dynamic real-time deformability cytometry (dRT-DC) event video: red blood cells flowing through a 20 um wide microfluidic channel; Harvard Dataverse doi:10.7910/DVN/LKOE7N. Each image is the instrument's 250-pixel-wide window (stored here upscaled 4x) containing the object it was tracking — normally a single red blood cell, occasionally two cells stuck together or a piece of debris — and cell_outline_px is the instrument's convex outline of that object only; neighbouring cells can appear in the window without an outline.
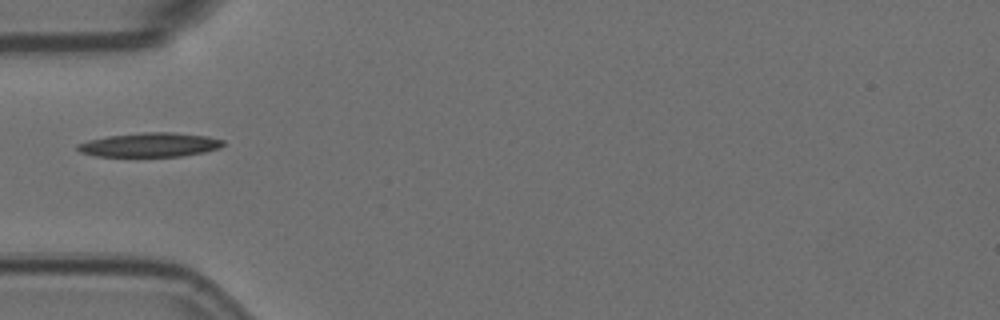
{"species": "Egyptian fruit bat (a non-hibernating species)", "species_latin": "Rousettus aegyptiacus", "temperature_condition": "room temperature", "stored_images_in_passage": 10, "camera_frame_rate_fps": 3000, "um_per_image_px": 0.085, "animal": {"sex": "female"}, "frame": {"image": 1, "passage_image": 1, "time_ms": 0.0, "image_size_px": [1000, 320], "cell_outline_px": [[224, 144], [220, 148], [204, 152], [180, 156], [96, 156], [80, 152], [76, 148], [76, 144], [88, 140], [108, 136], [144, 132], [172, 132], [208, 136], [224, 140]], "centroid_in_image_um": [12.74, 12.3], "position_along_channel_um": 72.3, "area_um2": 20.46}}
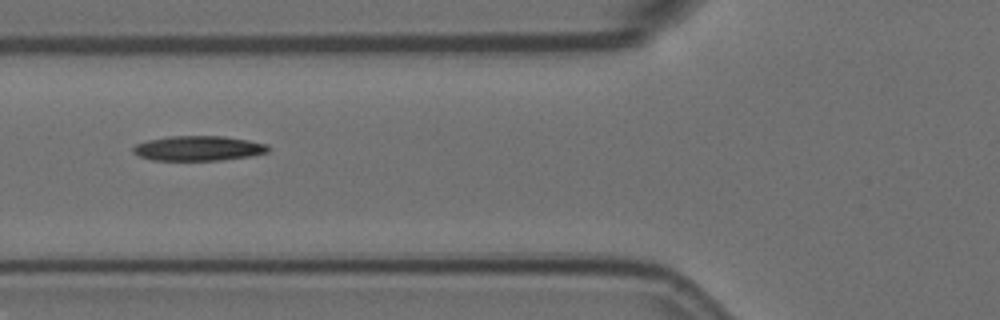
{"frame": {"image": 2, "passage_image": 4, "time_ms": 1.0, "image_size_px": [1000, 320], "cell_outline_px": [[268, 152], [248, 156], [220, 160], [152, 160], [140, 156], [132, 152], [132, 148], [136, 144], [148, 140], [168, 136], [224, 136], [248, 140], [268, 144]], "centroid_in_image_um": [16.84, 12.6], "position_along_channel_um": 109.0, "area_um2": 19.48}}
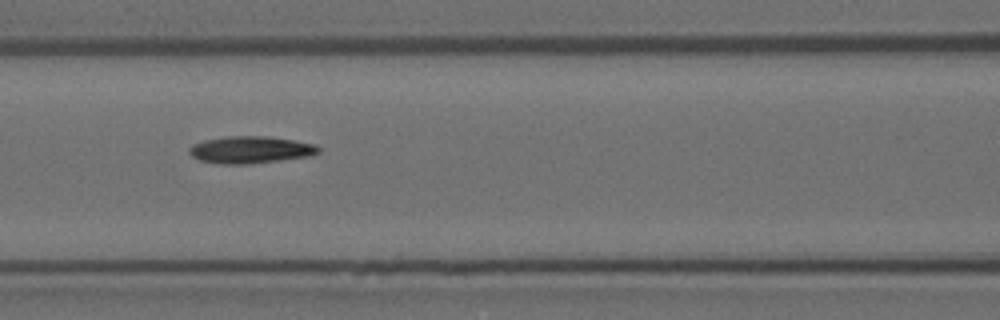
{"frame": {"image": 3, "passage_image": 7, "time_ms": 2.0, "image_size_px": [1000, 320], "cell_outline_px": [[320, 152], [308, 156], [280, 160], [248, 164], [216, 164], [200, 160], [192, 156], [188, 152], [188, 148], [192, 144], [204, 140], [228, 136], [264, 136], [292, 140], [316, 144], [320, 148]], "centroid_in_image_um": [21.25, 12.73], "position_along_channel_um": 145.3, "area_um2": 20.4}}